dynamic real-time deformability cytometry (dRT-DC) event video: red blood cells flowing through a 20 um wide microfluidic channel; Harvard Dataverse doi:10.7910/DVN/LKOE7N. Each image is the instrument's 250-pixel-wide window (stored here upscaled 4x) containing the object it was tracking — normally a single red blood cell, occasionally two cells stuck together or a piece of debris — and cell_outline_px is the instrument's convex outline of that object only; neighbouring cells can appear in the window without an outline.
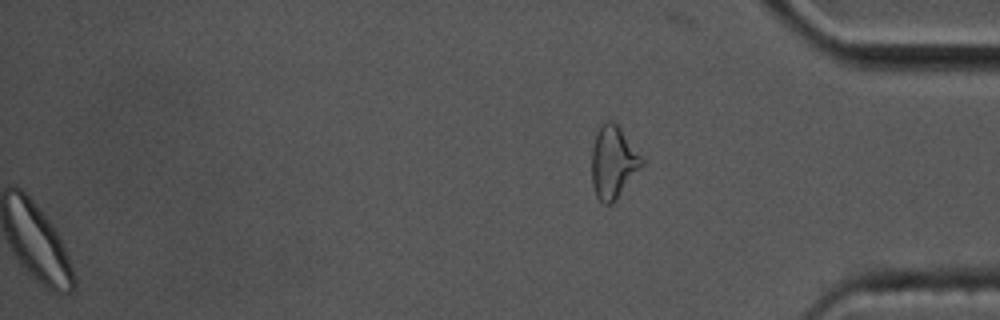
{"species": "common noctule bat (a hibernating species)", "species_latin": "Nyctalus noctula", "temperature_condition": "cold", "stored_images_in_passage": 53, "segment_of_instrument_passage": [2, 2], "camera_frame_rate_fps": 3000, "um_per_image_px": 0.085, "animal": {"sex": "male", "body_mass_g": 17.5, "forearm_length_mm": 52.3}, "frame": {"image": 1, "passage_image": 53, "time_ms": 17.333, "image_size_px": [1000, 320], "cell_outline_px": [[644, 164], [616, 200], [612, 204], [604, 204], [596, 196], [592, 184], [592, 148], [596, 132], [600, 124], [604, 120], [612, 120], [620, 128], [644, 160]], "centroid_in_image_um": [52.11, 13.78], "position_along_channel_um": 383.1, "area_um2": 21.15}}